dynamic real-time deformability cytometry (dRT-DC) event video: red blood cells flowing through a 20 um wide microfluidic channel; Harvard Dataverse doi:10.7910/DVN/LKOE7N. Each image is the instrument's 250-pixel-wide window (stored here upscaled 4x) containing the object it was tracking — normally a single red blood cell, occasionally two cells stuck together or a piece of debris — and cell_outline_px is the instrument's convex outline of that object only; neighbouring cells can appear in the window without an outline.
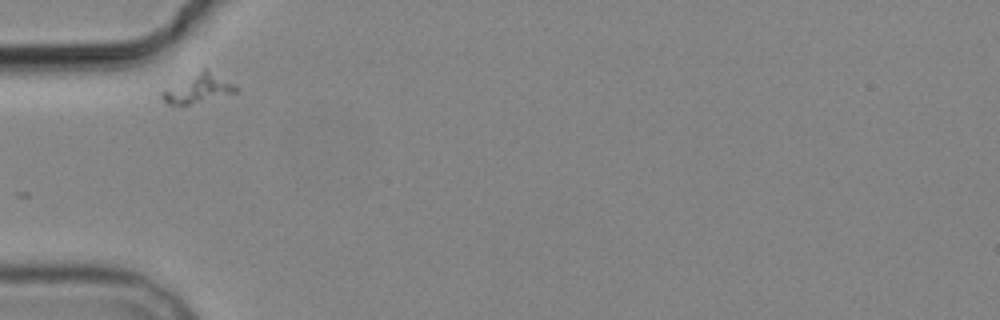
{"species": "common noctule bat (a hibernating species)", "species_latin": "Nyctalus noctula", "temperature_condition": "cold", "stored_images_in_passage": 8, "segment_of_instrument_passage": [2, 2], "camera_frame_rate_fps": 3000, "um_per_image_px": 0.085, "animal": {"sex": "male", "body_mass_g": 19.2, "forearm_length_mm": 51.8}, "frame": {"image": 1, "passage_image": 6, "time_ms": 7.333, "image_size_px": [1000, 320], "cell_outline_px": [[240, 88], [236, 92], [188, 104], [168, 104], [160, 96], [160, 92], [204, 68]], "centroid_in_image_um": [16.82, 7.53], "position_along_channel_um": 68.2, "area_um2": 11.68}}
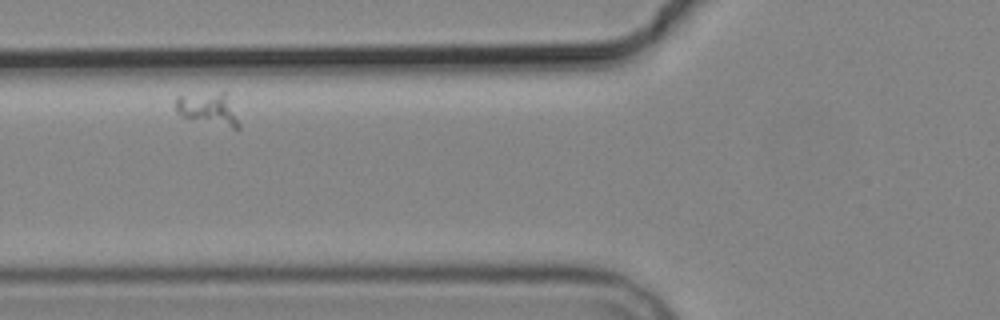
{"frame": {"image": 2, "passage_image": 7, "time_ms": 8.667, "image_size_px": [1000, 320], "cell_outline_px": [[240, 128], [232, 128], [184, 116], [176, 112], [176, 96], [220, 92], [224, 92], [240, 124]], "centroid_in_image_um": [17.69, 9.25], "position_along_channel_um": 108.1, "area_um2": 11.27}}
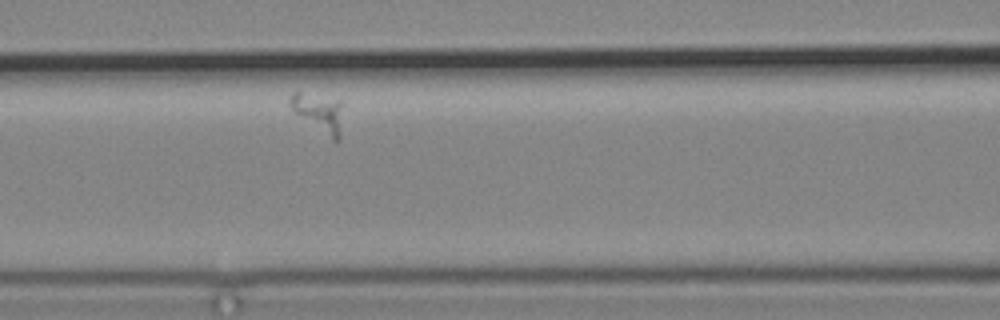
{"frame": {"image": 3, "passage_image": 8, "time_ms": 9.667, "image_size_px": [1000, 320], "cell_outline_px": [[340, 140], [332, 140], [292, 112], [288, 104], [288, 100], [292, 92], [300, 92], [340, 100]], "centroid_in_image_um": [27.02, 9.57], "position_along_channel_um": 139.6, "area_um2": 11.79}}